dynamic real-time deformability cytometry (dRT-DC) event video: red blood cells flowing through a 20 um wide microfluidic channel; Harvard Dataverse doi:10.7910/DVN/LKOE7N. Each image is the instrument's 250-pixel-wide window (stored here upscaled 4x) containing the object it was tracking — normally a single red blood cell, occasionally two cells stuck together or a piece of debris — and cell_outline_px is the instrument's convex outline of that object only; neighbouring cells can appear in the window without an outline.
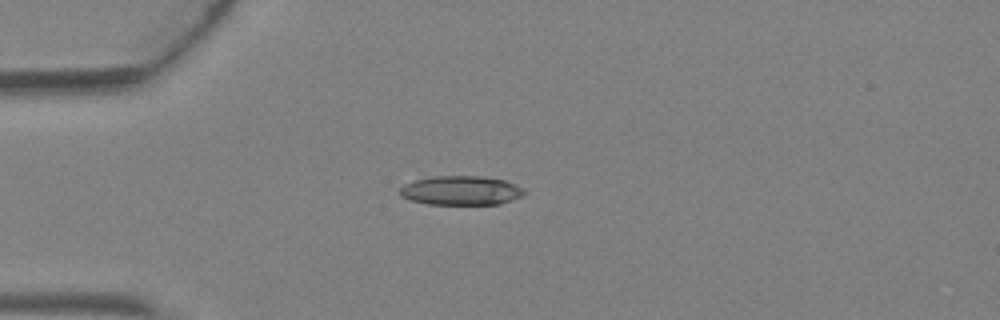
{"species": "Egyptian fruit bat (a non-hibernating species)", "species_latin": "Rousettus aegyptiacus", "temperature_condition": "warm", "stored_images_in_passage": 2, "camera_frame_rate_fps": 3000, "um_per_image_px": 0.085, "animal": {"sex": "female"}, "frame": {"image": 1, "passage_image": 2, "time_ms": 0.333, "image_size_px": [1000, 320], "cell_outline_px": [[528, 192], [524, 196], [500, 204], [428, 204], [408, 200], [400, 196], [400, 188], [404, 184], [416, 180], [432, 176], [480, 176], [504, 180], [524, 188]], "centroid_in_image_um": [39.21, 16.2], "position_along_channel_um": 45.8, "area_um2": 21.33}}